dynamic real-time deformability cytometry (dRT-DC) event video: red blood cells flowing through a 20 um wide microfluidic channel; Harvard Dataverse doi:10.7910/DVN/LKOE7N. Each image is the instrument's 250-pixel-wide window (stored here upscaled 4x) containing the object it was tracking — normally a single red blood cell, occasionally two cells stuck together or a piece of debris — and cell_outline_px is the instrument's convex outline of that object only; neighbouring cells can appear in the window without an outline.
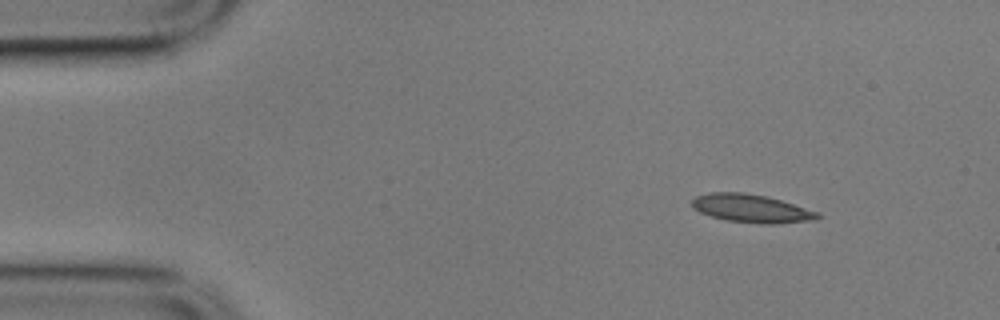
{"species": "common noctule bat (a hibernating species)", "species_latin": "Nyctalus noctula", "temperature_condition": "cold", "stored_images_in_passage": 50, "camera_frame_rate_fps": 3000, "um_per_image_px": 0.085, "animal": {"sex": "male", "body_mass_g": 17.9}, "frame": {"image": 1, "passage_image": 1, "time_ms": 0.0, "image_size_px": [1000, 320], "cell_outline_px": [[820, 216], [816, 220], [776, 224], [760, 224], [728, 220], [712, 216], [700, 212], [692, 208], [692, 200], [696, 196], [712, 192], [744, 192], [768, 196], [820, 212]], "centroid_in_image_um": [63.9, 17.72], "position_along_channel_um": 21.1, "area_um2": 20.75}}
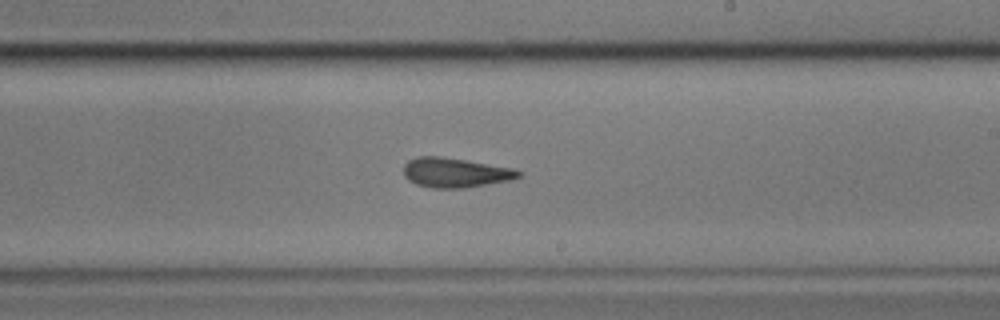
{"frame": {"image": 2, "passage_image": 27, "time_ms": 8.667, "image_size_px": [1000, 320], "cell_outline_px": [[524, 172], [520, 176], [512, 180], [464, 188], [432, 188], [416, 184], [408, 180], [404, 176], [404, 164], [408, 160], [416, 156], [440, 156], [512, 168]], "centroid_in_image_um": [38.68, 14.67], "position_along_channel_um": 250.3, "area_um2": 19.88}}
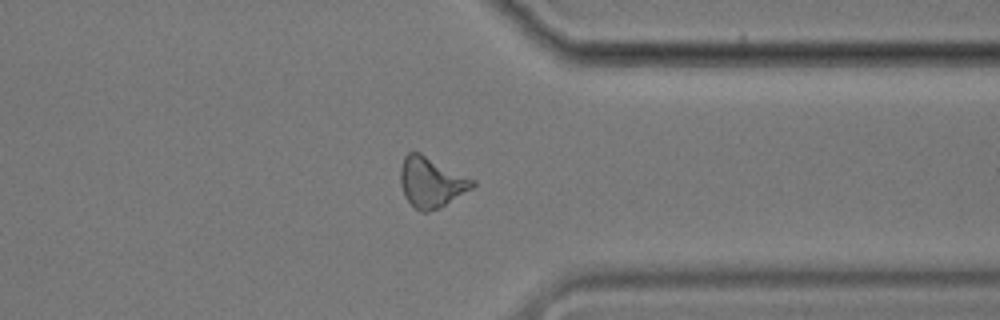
{"frame": {"image": 3, "passage_image": 38, "time_ms": 12.333, "image_size_px": [1000, 320], "cell_outline_px": [[476, 184], [472, 188], [440, 208], [428, 212], [420, 212], [404, 196], [400, 184], [400, 168], [404, 156], [408, 152], [420, 152], [476, 180]], "centroid_in_image_um": [36.65, 15.48], "position_along_channel_um": 374.8, "area_um2": 21.21}, "authors_computed_cell_mechanics": {"area_um2": 20.3456, "velocity_mm_per_s": 3.51, "shape_relaxation_time_tau1_ms": null, "shape_relaxation_time_tau2_ms": 3.8242, "deformation_change_tau1": null, "deformation_change_tau2": 0.1257}}